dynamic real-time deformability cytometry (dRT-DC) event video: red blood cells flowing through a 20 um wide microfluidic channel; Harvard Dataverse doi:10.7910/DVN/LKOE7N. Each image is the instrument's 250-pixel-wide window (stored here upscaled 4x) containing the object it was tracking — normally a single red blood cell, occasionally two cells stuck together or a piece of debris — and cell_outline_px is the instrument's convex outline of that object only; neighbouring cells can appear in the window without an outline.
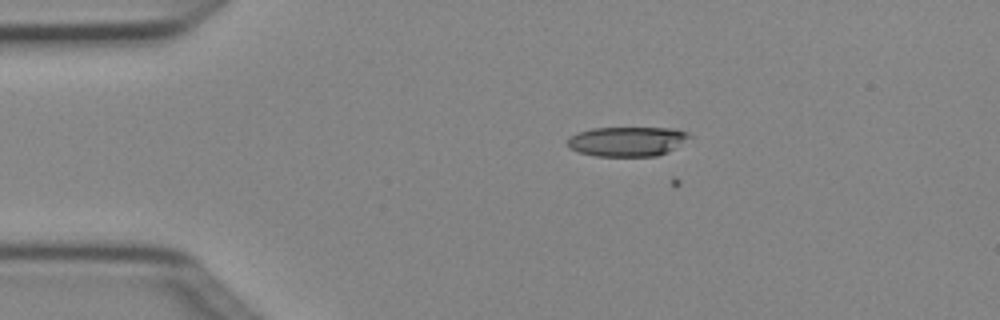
{"species": "Egyptian fruit bat (a non-hibernating species)", "species_latin": "Rousettus aegyptiacus", "temperature_condition": "cold", "stored_images_in_passage": 5, "camera_frame_rate_fps": 3000, "um_per_image_px": 0.085, "animal": {"sex": "female"}, "frame": {"image": 1, "passage_image": 2, "time_ms": 0.333, "image_size_px": [1000, 320], "cell_outline_px": [[692, 136], [668, 152], [656, 156], [596, 156], [580, 152], [568, 148], [568, 140], [572, 136], [580, 132], [592, 128], [676, 128], [688, 132]], "centroid_in_image_um": [53.34, 12.02], "position_along_channel_um": 31.7, "area_um2": 20.92}}